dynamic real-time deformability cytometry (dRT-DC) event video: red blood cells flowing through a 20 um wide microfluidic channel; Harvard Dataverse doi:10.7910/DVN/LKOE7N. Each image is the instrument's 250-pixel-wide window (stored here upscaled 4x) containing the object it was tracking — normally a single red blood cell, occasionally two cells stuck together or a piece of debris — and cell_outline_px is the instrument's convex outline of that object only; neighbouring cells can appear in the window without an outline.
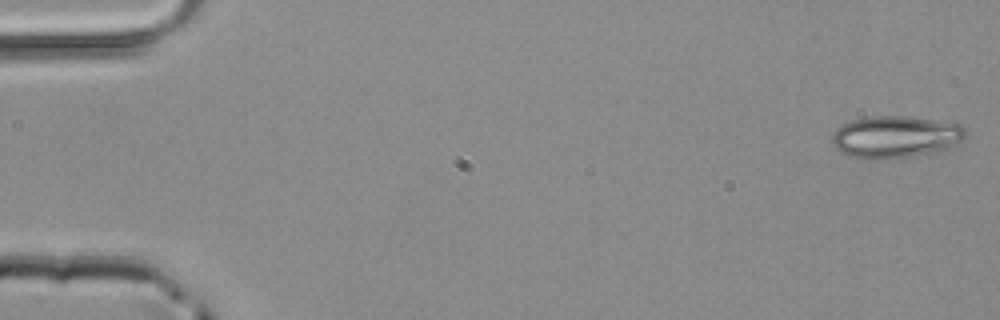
{"species": "common noctule bat (a hibernating species)", "species_latin": "Nyctalus noctula", "temperature_condition": "room temperature", "stored_images_in_passage": 50, "camera_frame_rate_fps": 3000, "um_per_image_px": 0.085, "animal": {"sex": "male", "body_mass_g": 20.4}, "frame": {"image": 1, "passage_image": 1, "time_ms": 0.0, "image_size_px": [1000, 320], "cell_outline_px": [[968, 132], [964, 140], [948, 148], [908, 156], [868, 160], [852, 156], [840, 152], [832, 144], [832, 136], [836, 128], [852, 120], [868, 116], [908, 116], [960, 124], [968, 128]], "centroid_in_image_um": [76.12, 11.61], "position_along_channel_um": 8.9, "area_um2": 32.66}}
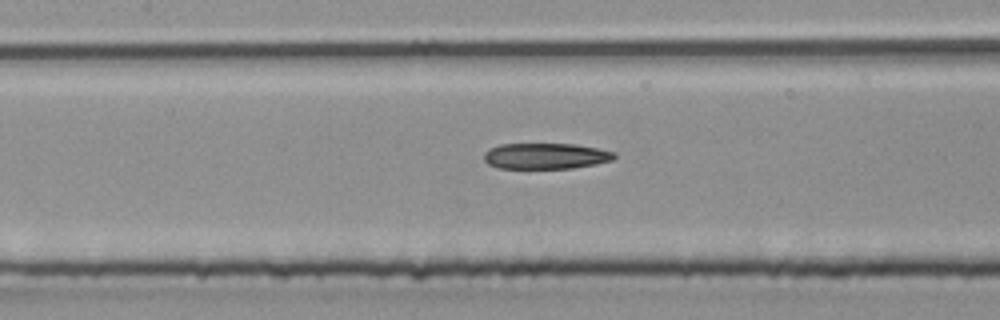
{"frame": {"image": 2, "passage_image": 23, "time_ms": 7.333, "image_size_px": [1000, 320], "cell_outline_px": [[616, 156], [612, 160], [596, 164], [572, 168], [500, 168], [488, 164], [484, 160], [484, 152], [500, 144], [576, 144], [616, 152]], "centroid_in_image_um": [46.4, 13.26], "position_along_channel_um": 161.0, "area_um2": 19.59}}
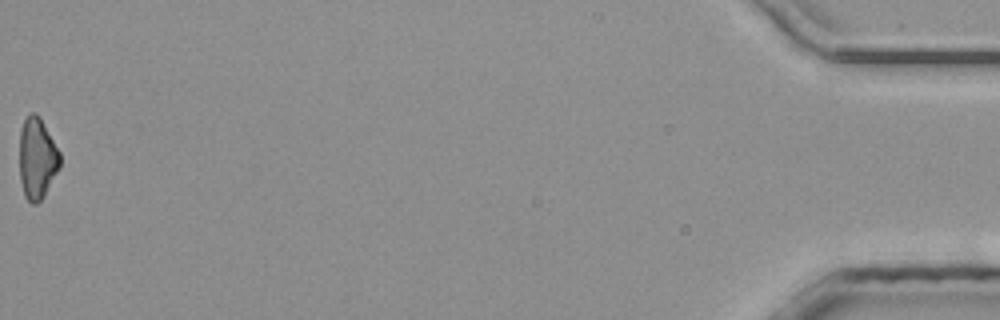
{"frame": {"image": 3, "passage_image": 50, "time_ms": 16.333, "image_size_px": [1000, 320], "cell_outline_px": [[60, 168], [44, 196], [36, 204], [32, 204], [24, 196], [20, 180], [20, 128], [24, 120], [32, 112], [40, 116], [60, 152]], "centroid_in_image_um": [3.16, 13.47], "position_along_channel_um": 432.0, "area_um2": 19.25}}